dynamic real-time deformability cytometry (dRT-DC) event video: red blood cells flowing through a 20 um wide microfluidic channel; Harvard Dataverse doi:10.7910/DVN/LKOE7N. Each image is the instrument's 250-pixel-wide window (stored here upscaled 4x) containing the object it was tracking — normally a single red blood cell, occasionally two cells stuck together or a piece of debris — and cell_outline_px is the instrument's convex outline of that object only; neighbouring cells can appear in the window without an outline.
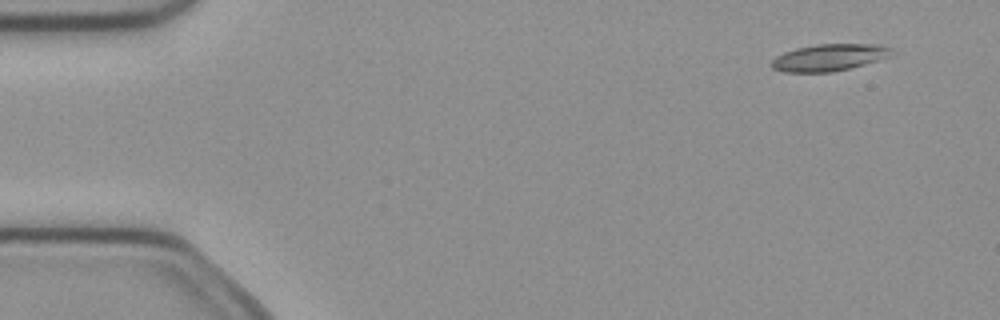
{"species": "common noctule bat (a hibernating species)", "species_latin": "Nyctalus noctula", "temperature_condition": "cold", "stored_images_in_passage": 4, "camera_frame_rate_fps": 3000, "um_per_image_px": 0.085, "animal": {"sex": "female", "body_mass_g": 21.9}, "frame": {"image": 1, "passage_image": 1, "time_ms": 0.0, "image_size_px": [1000, 320], "cell_outline_px": [[900, 52], [892, 56], [864, 64], [832, 72], [784, 72], [772, 68], [768, 64], [776, 56], [784, 52], [796, 48], [816, 44], [876, 44], [892, 48]], "centroid_in_image_um": [70.51, 4.88], "position_along_channel_um": 14.5, "area_um2": 19.07}}
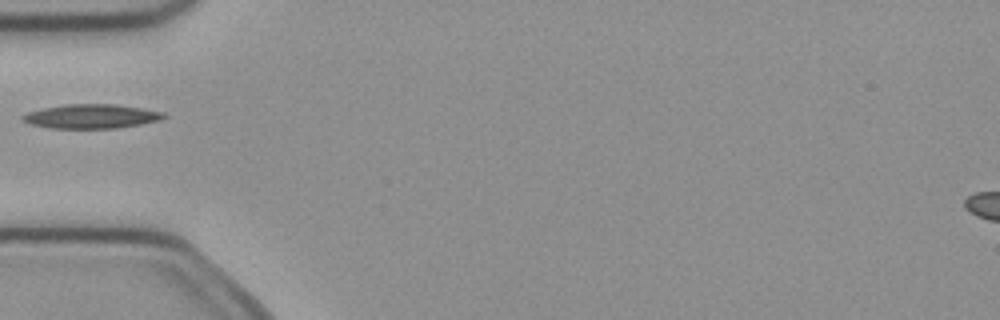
{"frame": {"image": 2, "passage_image": 4, "time_ms": 1.0, "image_size_px": [1000, 320], "cell_outline_px": [[168, 116], [160, 120], [140, 124], [116, 128], [52, 128], [32, 124], [20, 120], [20, 116], [28, 112], [44, 108], [64, 104], [116, 104], [164, 112]], "centroid_in_image_um": [7.76, 9.88], "position_along_channel_um": 77.2, "area_um2": 19.83}}